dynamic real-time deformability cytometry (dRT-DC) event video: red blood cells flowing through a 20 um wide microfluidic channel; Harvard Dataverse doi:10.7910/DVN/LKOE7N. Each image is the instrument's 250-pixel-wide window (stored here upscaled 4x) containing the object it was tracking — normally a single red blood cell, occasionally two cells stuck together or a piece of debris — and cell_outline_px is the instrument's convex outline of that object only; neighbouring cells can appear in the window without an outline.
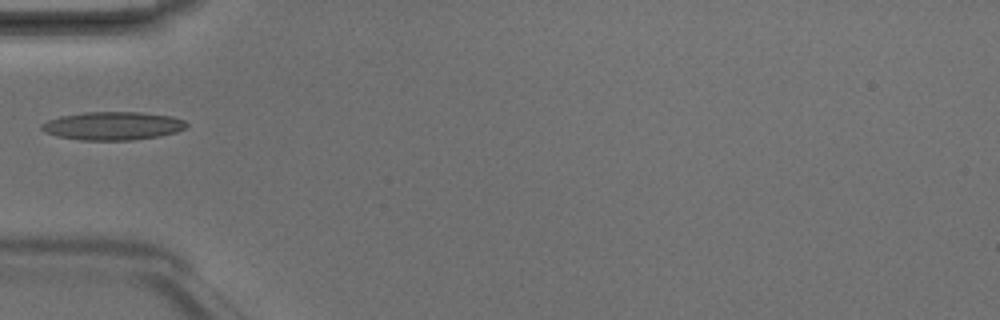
{"species": "Egyptian fruit bat (a non-hibernating species)", "species_latin": "Rousettus aegyptiacus", "temperature_condition": "room temperature", "stored_images_in_passage": 4, "camera_frame_rate_fps": 3000, "um_per_image_px": 0.085, "animal": {"sex": "male"}, "frame": {"image": 1, "passage_image": 3, "time_ms": 0.667, "image_size_px": [1000, 320], "cell_outline_px": [[188, 124], [184, 128], [176, 132], [160, 136], [132, 140], [80, 140], [56, 136], [44, 132], [40, 128], [40, 124], [48, 120], [60, 116], [84, 112], [140, 112], [172, 116], [184, 120]], "centroid_in_image_um": [9.56, 10.7], "position_along_channel_um": 75.4, "area_um2": 23.99}}